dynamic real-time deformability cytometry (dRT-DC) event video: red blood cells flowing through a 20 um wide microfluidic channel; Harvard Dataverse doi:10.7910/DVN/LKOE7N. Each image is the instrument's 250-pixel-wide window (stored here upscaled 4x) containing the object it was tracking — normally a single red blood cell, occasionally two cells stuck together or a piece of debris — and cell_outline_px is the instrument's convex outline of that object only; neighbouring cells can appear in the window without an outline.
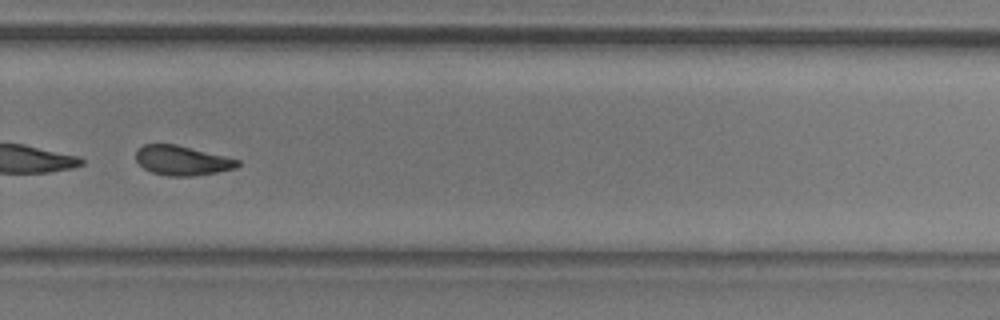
{"species": "common noctule bat (a hibernating species)", "species_latin": "Nyctalus noctula", "temperature_condition": "room temperature", "stored_images_in_passage": 49, "camera_frame_rate_fps": 3000, "um_per_image_px": 0.085, "animal": {"sex": "male", "body_mass_g": 20.5, "forearm_length_mm": 52.5}, "frame": {"image": 1, "passage_image": 35, "time_ms": 11.333, "image_size_px": [1000, 320], "cell_outline_px": [[240, 164], [236, 168], [216, 172], [192, 176], [168, 176], [152, 172], [144, 168], [136, 160], [136, 148], [144, 144], [176, 144], [240, 160]], "centroid_in_image_um": [15.45, 13.63], "position_along_channel_um": 314.3, "area_um2": 17.46}}